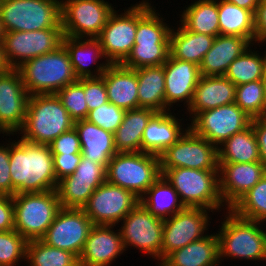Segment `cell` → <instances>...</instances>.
<instances>
[{
  "instance_id": "obj_12",
  "label": "cell",
  "mask_w": 266,
  "mask_h": 266,
  "mask_svg": "<svg viewBox=\"0 0 266 266\" xmlns=\"http://www.w3.org/2000/svg\"><path fill=\"white\" fill-rule=\"evenodd\" d=\"M160 169L191 168L218 170L217 147L190 128L159 155Z\"/></svg>"
},
{
  "instance_id": "obj_41",
  "label": "cell",
  "mask_w": 266,
  "mask_h": 266,
  "mask_svg": "<svg viewBox=\"0 0 266 266\" xmlns=\"http://www.w3.org/2000/svg\"><path fill=\"white\" fill-rule=\"evenodd\" d=\"M252 119L266 115V99L261 80L236 86L235 102Z\"/></svg>"
},
{
  "instance_id": "obj_32",
  "label": "cell",
  "mask_w": 266,
  "mask_h": 266,
  "mask_svg": "<svg viewBox=\"0 0 266 266\" xmlns=\"http://www.w3.org/2000/svg\"><path fill=\"white\" fill-rule=\"evenodd\" d=\"M215 36L194 33L183 26L170 32V55L173 58L201 65L205 54L211 49Z\"/></svg>"
},
{
  "instance_id": "obj_23",
  "label": "cell",
  "mask_w": 266,
  "mask_h": 266,
  "mask_svg": "<svg viewBox=\"0 0 266 266\" xmlns=\"http://www.w3.org/2000/svg\"><path fill=\"white\" fill-rule=\"evenodd\" d=\"M114 226L94 225L78 258L79 266H110L120 256L124 245ZM112 229V230H111Z\"/></svg>"
},
{
  "instance_id": "obj_11",
  "label": "cell",
  "mask_w": 266,
  "mask_h": 266,
  "mask_svg": "<svg viewBox=\"0 0 266 266\" xmlns=\"http://www.w3.org/2000/svg\"><path fill=\"white\" fill-rule=\"evenodd\" d=\"M62 28L37 31H10L3 36L4 58L10 69H17L28 60L55 51L62 45Z\"/></svg>"
},
{
  "instance_id": "obj_42",
  "label": "cell",
  "mask_w": 266,
  "mask_h": 266,
  "mask_svg": "<svg viewBox=\"0 0 266 266\" xmlns=\"http://www.w3.org/2000/svg\"><path fill=\"white\" fill-rule=\"evenodd\" d=\"M56 94L74 121L86 119L89 110L85 101L83 78L66 85Z\"/></svg>"
},
{
  "instance_id": "obj_16",
  "label": "cell",
  "mask_w": 266,
  "mask_h": 266,
  "mask_svg": "<svg viewBox=\"0 0 266 266\" xmlns=\"http://www.w3.org/2000/svg\"><path fill=\"white\" fill-rule=\"evenodd\" d=\"M93 226L83 209L61 207L40 240L48 246L72 252L79 258Z\"/></svg>"
},
{
  "instance_id": "obj_13",
  "label": "cell",
  "mask_w": 266,
  "mask_h": 266,
  "mask_svg": "<svg viewBox=\"0 0 266 266\" xmlns=\"http://www.w3.org/2000/svg\"><path fill=\"white\" fill-rule=\"evenodd\" d=\"M119 228L125 251L128 246L162 262L163 222L152 215L140 202L121 220Z\"/></svg>"
},
{
  "instance_id": "obj_29",
  "label": "cell",
  "mask_w": 266,
  "mask_h": 266,
  "mask_svg": "<svg viewBox=\"0 0 266 266\" xmlns=\"http://www.w3.org/2000/svg\"><path fill=\"white\" fill-rule=\"evenodd\" d=\"M81 154L107 168L111 158L117 153L114 145V134L90 123L86 119L74 122Z\"/></svg>"
},
{
  "instance_id": "obj_31",
  "label": "cell",
  "mask_w": 266,
  "mask_h": 266,
  "mask_svg": "<svg viewBox=\"0 0 266 266\" xmlns=\"http://www.w3.org/2000/svg\"><path fill=\"white\" fill-rule=\"evenodd\" d=\"M138 80L139 108H148L156 113L171 111L165 104V73L162 66L134 69Z\"/></svg>"
},
{
  "instance_id": "obj_52",
  "label": "cell",
  "mask_w": 266,
  "mask_h": 266,
  "mask_svg": "<svg viewBox=\"0 0 266 266\" xmlns=\"http://www.w3.org/2000/svg\"><path fill=\"white\" fill-rule=\"evenodd\" d=\"M226 2L235 4L238 7L247 9L255 13L260 0H224Z\"/></svg>"
},
{
  "instance_id": "obj_6",
  "label": "cell",
  "mask_w": 266,
  "mask_h": 266,
  "mask_svg": "<svg viewBox=\"0 0 266 266\" xmlns=\"http://www.w3.org/2000/svg\"><path fill=\"white\" fill-rule=\"evenodd\" d=\"M161 176L160 158L146 152H117L106 168V181L141 197Z\"/></svg>"
},
{
  "instance_id": "obj_18",
  "label": "cell",
  "mask_w": 266,
  "mask_h": 266,
  "mask_svg": "<svg viewBox=\"0 0 266 266\" xmlns=\"http://www.w3.org/2000/svg\"><path fill=\"white\" fill-rule=\"evenodd\" d=\"M124 12L118 15L114 10L97 37L106 62L110 64H122L130 55L135 44L137 4L132 5Z\"/></svg>"
},
{
  "instance_id": "obj_39",
  "label": "cell",
  "mask_w": 266,
  "mask_h": 266,
  "mask_svg": "<svg viewBox=\"0 0 266 266\" xmlns=\"http://www.w3.org/2000/svg\"><path fill=\"white\" fill-rule=\"evenodd\" d=\"M26 259L29 266H79L75 254L48 246L41 240L28 241Z\"/></svg>"
},
{
  "instance_id": "obj_34",
  "label": "cell",
  "mask_w": 266,
  "mask_h": 266,
  "mask_svg": "<svg viewBox=\"0 0 266 266\" xmlns=\"http://www.w3.org/2000/svg\"><path fill=\"white\" fill-rule=\"evenodd\" d=\"M139 202L152 215L162 220L170 218L185 208L177 191L163 175L139 198Z\"/></svg>"
},
{
  "instance_id": "obj_43",
  "label": "cell",
  "mask_w": 266,
  "mask_h": 266,
  "mask_svg": "<svg viewBox=\"0 0 266 266\" xmlns=\"http://www.w3.org/2000/svg\"><path fill=\"white\" fill-rule=\"evenodd\" d=\"M28 241L16 230L0 231V266H15L26 259Z\"/></svg>"
},
{
  "instance_id": "obj_26",
  "label": "cell",
  "mask_w": 266,
  "mask_h": 266,
  "mask_svg": "<svg viewBox=\"0 0 266 266\" xmlns=\"http://www.w3.org/2000/svg\"><path fill=\"white\" fill-rule=\"evenodd\" d=\"M105 81L108 101L125 110L139 108L138 80L134 69L110 64L101 76Z\"/></svg>"
},
{
  "instance_id": "obj_27",
  "label": "cell",
  "mask_w": 266,
  "mask_h": 266,
  "mask_svg": "<svg viewBox=\"0 0 266 266\" xmlns=\"http://www.w3.org/2000/svg\"><path fill=\"white\" fill-rule=\"evenodd\" d=\"M62 45L68 52L77 79L101 77L110 65L109 62H104L105 64L100 63L94 69V72L97 70L94 74L91 72L92 69H89L90 62L95 64L97 59L105 58L102 46L97 38L88 39L63 36Z\"/></svg>"
},
{
  "instance_id": "obj_56",
  "label": "cell",
  "mask_w": 266,
  "mask_h": 266,
  "mask_svg": "<svg viewBox=\"0 0 266 266\" xmlns=\"http://www.w3.org/2000/svg\"><path fill=\"white\" fill-rule=\"evenodd\" d=\"M265 70H266V51H265Z\"/></svg>"
},
{
  "instance_id": "obj_7",
  "label": "cell",
  "mask_w": 266,
  "mask_h": 266,
  "mask_svg": "<svg viewBox=\"0 0 266 266\" xmlns=\"http://www.w3.org/2000/svg\"><path fill=\"white\" fill-rule=\"evenodd\" d=\"M160 171L185 207L206 208L212 212L225 206L219 193L218 170L174 168Z\"/></svg>"
},
{
  "instance_id": "obj_17",
  "label": "cell",
  "mask_w": 266,
  "mask_h": 266,
  "mask_svg": "<svg viewBox=\"0 0 266 266\" xmlns=\"http://www.w3.org/2000/svg\"><path fill=\"white\" fill-rule=\"evenodd\" d=\"M106 182V167L82 155L72 175L58 181L57 194L62 208L82 209L93 192Z\"/></svg>"
},
{
  "instance_id": "obj_40",
  "label": "cell",
  "mask_w": 266,
  "mask_h": 266,
  "mask_svg": "<svg viewBox=\"0 0 266 266\" xmlns=\"http://www.w3.org/2000/svg\"><path fill=\"white\" fill-rule=\"evenodd\" d=\"M230 210L237 216L266 222V175L248 192H246ZM265 221V222H264Z\"/></svg>"
},
{
  "instance_id": "obj_28",
  "label": "cell",
  "mask_w": 266,
  "mask_h": 266,
  "mask_svg": "<svg viewBox=\"0 0 266 266\" xmlns=\"http://www.w3.org/2000/svg\"><path fill=\"white\" fill-rule=\"evenodd\" d=\"M251 45L248 39L240 36L218 35L211 49L205 54L199 66L203 76H224L230 63Z\"/></svg>"
},
{
  "instance_id": "obj_51",
  "label": "cell",
  "mask_w": 266,
  "mask_h": 266,
  "mask_svg": "<svg viewBox=\"0 0 266 266\" xmlns=\"http://www.w3.org/2000/svg\"><path fill=\"white\" fill-rule=\"evenodd\" d=\"M251 125L256 136L261 162L266 166V115L252 119Z\"/></svg>"
},
{
  "instance_id": "obj_3",
  "label": "cell",
  "mask_w": 266,
  "mask_h": 266,
  "mask_svg": "<svg viewBox=\"0 0 266 266\" xmlns=\"http://www.w3.org/2000/svg\"><path fill=\"white\" fill-rule=\"evenodd\" d=\"M74 122L57 94L31 95L19 132L28 142L49 145L60 134L72 129Z\"/></svg>"
},
{
  "instance_id": "obj_10",
  "label": "cell",
  "mask_w": 266,
  "mask_h": 266,
  "mask_svg": "<svg viewBox=\"0 0 266 266\" xmlns=\"http://www.w3.org/2000/svg\"><path fill=\"white\" fill-rule=\"evenodd\" d=\"M104 0H61L63 35L76 38H97L114 12Z\"/></svg>"
},
{
  "instance_id": "obj_46",
  "label": "cell",
  "mask_w": 266,
  "mask_h": 266,
  "mask_svg": "<svg viewBox=\"0 0 266 266\" xmlns=\"http://www.w3.org/2000/svg\"><path fill=\"white\" fill-rule=\"evenodd\" d=\"M52 154L81 153V145L78 133L72 129L60 134L49 144Z\"/></svg>"
},
{
  "instance_id": "obj_2",
  "label": "cell",
  "mask_w": 266,
  "mask_h": 266,
  "mask_svg": "<svg viewBox=\"0 0 266 266\" xmlns=\"http://www.w3.org/2000/svg\"><path fill=\"white\" fill-rule=\"evenodd\" d=\"M146 0L137 4V31L130 55L122 63L124 67L162 66L170 54L172 27L163 22L159 13ZM160 16V17H159Z\"/></svg>"
},
{
  "instance_id": "obj_48",
  "label": "cell",
  "mask_w": 266,
  "mask_h": 266,
  "mask_svg": "<svg viewBox=\"0 0 266 266\" xmlns=\"http://www.w3.org/2000/svg\"><path fill=\"white\" fill-rule=\"evenodd\" d=\"M9 144L0 146V194L12 196V179L10 175Z\"/></svg>"
},
{
  "instance_id": "obj_8",
  "label": "cell",
  "mask_w": 266,
  "mask_h": 266,
  "mask_svg": "<svg viewBox=\"0 0 266 266\" xmlns=\"http://www.w3.org/2000/svg\"><path fill=\"white\" fill-rule=\"evenodd\" d=\"M14 230L27 241L40 240L61 208L56 190L42 193H16Z\"/></svg>"
},
{
  "instance_id": "obj_19",
  "label": "cell",
  "mask_w": 266,
  "mask_h": 266,
  "mask_svg": "<svg viewBox=\"0 0 266 266\" xmlns=\"http://www.w3.org/2000/svg\"><path fill=\"white\" fill-rule=\"evenodd\" d=\"M209 209L185 207L163 222L162 261L174 250L183 248L205 236ZM209 219V220H208Z\"/></svg>"
},
{
  "instance_id": "obj_45",
  "label": "cell",
  "mask_w": 266,
  "mask_h": 266,
  "mask_svg": "<svg viewBox=\"0 0 266 266\" xmlns=\"http://www.w3.org/2000/svg\"><path fill=\"white\" fill-rule=\"evenodd\" d=\"M83 88L89 111L108 102L105 81L102 77L83 78Z\"/></svg>"
},
{
  "instance_id": "obj_15",
  "label": "cell",
  "mask_w": 266,
  "mask_h": 266,
  "mask_svg": "<svg viewBox=\"0 0 266 266\" xmlns=\"http://www.w3.org/2000/svg\"><path fill=\"white\" fill-rule=\"evenodd\" d=\"M138 203L139 197L132 191L106 181L82 209L94 225L116 226Z\"/></svg>"
},
{
  "instance_id": "obj_4",
  "label": "cell",
  "mask_w": 266,
  "mask_h": 266,
  "mask_svg": "<svg viewBox=\"0 0 266 266\" xmlns=\"http://www.w3.org/2000/svg\"><path fill=\"white\" fill-rule=\"evenodd\" d=\"M17 70L30 96L56 94L78 80L63 45L53 52L26 61Z\"/></svg>"
},
{
  "instance_id": "obj_30",
  "label": "cell",
  "mask_w": 266,
  "mask_h": 266,
  "mask_svg": "<svg viewBox=\"0 0 266 266\" xmlns=\"http://www.w3.org/2000/svg\"><path fill=\"white\" fill-rule=\"evenodd\" d=\"M219 263L218 237L214 233L174 250L159 266H218Z\"/></svg>"
},
{
  "instance_id": "obj_44",
  "label": "cell",
  "mask_w": 266,
  "mask_h": 266,
  "mask_svg": "<svg viewBox=\"0 0 266 266\" xmlns=\"http://www.w3.org/2000/svg\"><path fill=\"white\" fill-rule=\"evenodd\" d=\"M125 112V109L108 101L100 107L90 110L86 120L114 134L121 125Z\"/></svg>"
},
{
  "instance_id": "obj_21",
  "label": "cell",
  "mask_w": 266,
  "mask_h": 266,
  "mask_svg": "<svg viewBox=\"0 0 266 266\" xmlns=\"http://www.w3.org/2000/svg\"><path fill=\"white\" fill-rule=\"evenodd\" d=\"M218 165L219 193L227 210L252 189L266 172V166L261 161Z\"/></svg>"
},
{
  "instance_id": "obj_1",
  "label": "cell",
  "mask_w": 266,
  "mask_h": 266,
  "mask_svg": "<svg viewBox=\"0 0 266 266\" xmlns=\"http://www.w3.org/2000/svg\"><path fill=\"white\" fill-rule=\"evenodd\" d=\"M9 144L12 196L56 190L53 154L49 145L19 139Z\"/></svg>"
},
{
  "instance_id": "obj_49",
  "label": "cell",
  "mask_w": 266,
  "mask_h": 266,
  "mask_svg": "<svg viewBox=\"0 0 266 266\" xmlns=\"http://www.w3.org/2000/svg\"><path fill=\"white\" fill-rule=\"evenodd\" d=\"M14 230V203L10 195L0 194V231Z\"/></svg>"
},
{
  "instance_id": "obj_25",
  "label": "cell",
  "mask_w": 266,
  "mask_h": 266,
  "mask_svg": "<svg viewBox=\"0 0 266 266\" xmlns=\"http://www.w3.org/2000/svg\"><path fill=\"white\" fill-rule=\"evenodd\" d=\"M181 120L170 111L156 113L144 129L141 151L158 156L163 153L183 136L184 131L189 129V126L185 130L181 128Z\"/></svg>"
},
{
  "instance_id": "obj_54",
  "label": "cell",
  "mask_w": 266,
  "mask_h": 266,
  "mask_svg": "<svg viewBox=\"0 0 266 266\" xmlns=\"http://www.w3.org/2000/svg\"><path fill=\"white\" fill-rule=\"evenodd\" d=\"M261 81H262V84H263L264 96H265V99H266V70H265L264 76L262 77Z\"/></svg>"
},
{
  "instance_id": "obj_53",
  "label": "cell",
  "mask_w": 266,
  "mask_h": 266,
  "mask_svg": "<svg viewBox=\"0 0 266 266\" xmlns=\"http://www.w3.org/2000/svg\"><path fill=\"white\" fill-rule=\"evenodd\" d=\"M10 69L4 58L3 42L0 41V73L7 72Z\"/></svg>"
},
{
  "instance_id": "obj_37",
  "label": "cell",
  "mask_w": 266,
  "mask_h": 266,
  "mask_svg": "<svg viewBox=\"0 0 266 266\" xmlns=\"http://www.w3.org/2000/svg\"><path fill=\"white\" fill-rule=\"evenodd\" d=\"M220 35L240 36L255 41L254 13L224 0L218 1Z\"/></svg>"
},
{
  "instance_id": "obj_36",
  "label": "cell",
  "mask_w": 266,
  "mask_h": 266,
  "mask_svg": "<svg viewBox=\"0 0 266 266\" xmlns=\"http://www.w3.org/2000/svg\"><path fill=\"white\" fill-rule=\"evenodd\" d=\"M181 14V25L194 33L220 35L218 0H198L186 7Z\"/></svg>"
},
{
  "instance_id": "obj_5",
  "label": "cell",
  "mask_w": 266,
  "mask_h": 266,
  "mask_svg": "<svg viewBox=\"0 0 266 266\" xmlns=\"http://www.w3.org/2000/svg\"><path fill=\"white\" fill-rule=\"evenodd\" d=\"M227 213L220 232L216 233L219 261L224 257L263 261L266 258V236L260 227L262 222L243 219L230 209Z\"/></svg>"
},
{
  "instance_id": "obj_35",
  "label": "cell",
  "mask_w": 266,
  "mask_h": 266,
  "mask_svg": "<svg viewBox=\"0 0 266 266\" xmlns=\"http://www.w3.org/2000/svg\"><path fill=\"white\" fill-rule=\"evenodd\" d=\"M218 163H251L261 161L252 125L234 134L217 147Z\"/></svg>"
},
{
  "instance_id": "obj_14",
  "label": "cell",
  "mask_w": 266,
  "mask_h": 266,
  "mask_svg": "<svg viewBox=\"0 0 266 266\" xmlns=\"http://www.w3.org/2000/svg\"><path fill=\"white\" fill-rule=\"evenodd\" d=\"M191 120L189 128L216 147L248 128L252 122V118L235 103L201 111Z\"/></svg>"
},
{
  "instance_id": "obj_9",
  "label": "cell",
  "mask_w": 266,
  "mask_h": 266,
  "mask_svg": "<svg viewBox=\"0 0 266 266\" xmlns=\"http://www.w3.org/2000/svg\"><path fill=\"white\" fill-rule=\"evenodd\" d=\"M4 32L62 28L61 0H0Z\"/></svg>"
},
{
  "instance_id": "obj_38",
  "label": "cell",
  "mask_w": 266,
  "mask_h": 266,
  "mask_svg": "<svg viewBox=\"0 0 266 266\" xmlns=\"http://www.w3.org/2000/svg\"><path fill=\"white\" fill-rule=\"evenodd\" d=\"M249 49L233 60L224 74L236 86L261 80L264 76L265 54L261 56L257 51Z\"/></svg>"
},
{
  "instance_id": "obj_24",
  "label": "cell",
  "mask_w": 266,
  "mask_h": 266,
  "mask_svg": "<svg viewBox=\"0 0 266 266\" xmlns=\"http://www.w3.org/2000/svg\"><path fill=\"white\" fill-rule=\"evenodd\" d=\"M236 85L225 76L201 75L187 110L192 119L201 111L214 109L235 102Z\"/></svg>"
},
{
  "instance_id": "obj_20",
  "label": "cell",
  "mask_w": 266,
  "mask_h": 266,
  "mask_svg": "<svg viewBox=\"0 0 266 266\" xmlns=\"http://www.w3.org/2000/svg\"><path fill=\"white\" fill-rule=\"evenodd\" d=\"M20 72L9 69L0 73V130L13 135L22 128L29 100Z\"/></svg>"
},
{
  "instance_id": "obj_33",
  "label": "cell",
  "mask_w": 266,
  "mask_h": 266,
  "mask_svg": "<svg viewBox=\"0 0 266 266\" xmlns=\"http://www.w3.org/2000/svg\"><path fill=\"white\" fill-rule=\"evenodd\" d=\"M156 114L148 108L126 110L123 121L114 133L117 152H141L144 129Z\"/></svg>"
},
{
  "instance_id": "obj_22",
  "label": "cell",
  "mask_w": 266,
  "mask_h": 266,
  "mask_svg": "<svg viewBox=\"0 0 266 266\" xmlns=\"http://www.w3.org/2000/svg\"><path fill=\"white\" fill-rule=\"evenodd\" d=\"M165 73V104L170 109L176 102L190 106L194 90L201 77L198 65L173 58L163 64Z\"/></svg>"
},
{
  "instance_id": "obj_47",
  "label": "cell",
  "mask_w": 266,
  "mask_h": 266,
  "mask_svg": "<svg viewBox=\"0 0 266 266\" xmlns=\"http://www.w3.org/2000/svg\"><path fill=\"white\" fill-rule=\"evenodd\" d=\"M82 154H53L54 172L57 181L62 178L72 175L78 167Z\"/></svg>"
},
{
  "instance_id": "obj_55",
  "label": "cell",
  "mask_w": 266,
  "mask_h": 266,
  "mask_svg": "<svg viewBox=\"0 0 266 266\" xmlns=\"http://www.w3.org/2000/svg\"><path fill=\"white\" fill-rule=\"evenodd\" d=\"M4 29H3V26H2V22L0 20V41H3V36H4Z\"/></svg>"
},
{
  "instance_id": "obj_50",
  "label": "cell",
  "mask_w": 266,
  "mask_h": 266,
  "mask_svg": "<svg viewBox=\"0 0 266 266\" xmlns=\"http://www.w3.org/2000/svg\"><path fill=\"white\" fill-rule=\"evenodd\" d=\"M255 43L266 41V0H260L254 13Z\"/></svg>"
}]
</instances>
